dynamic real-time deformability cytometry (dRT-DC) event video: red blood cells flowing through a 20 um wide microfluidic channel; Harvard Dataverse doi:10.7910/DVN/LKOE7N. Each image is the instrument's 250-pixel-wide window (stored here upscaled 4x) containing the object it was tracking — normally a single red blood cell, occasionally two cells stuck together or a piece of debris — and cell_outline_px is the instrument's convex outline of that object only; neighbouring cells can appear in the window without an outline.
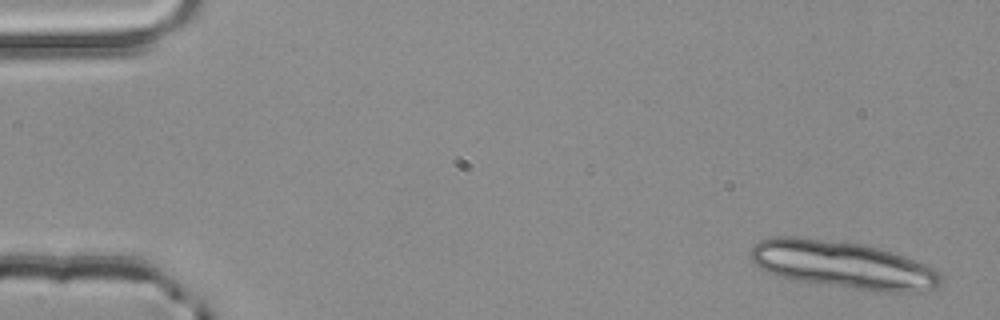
{"species": "common noctule bat (a hibernating species)", "species_latin": "Nyctalus noctula", "temperature_condition": "room temperature", "stored_images_in_passage": 4, "camera_frame_rate_fps": 3000, "um_per_image_px": 0.085, "animal": {"sex": "male", "body_mass_g": 20.4}, "frame": {"image": 1, "passage_image": 1, "time_ms": 0.0, "image_size_px": [1000, 320], "cell_outline_px": [[944, 280], [936, 288], [916, 292], [888, 292], [792, 280], [768, 272], [760, 268], [752, 260], [748, 252], [760, 240], [776, 236], [796, 236], [864, 244], [892, 252], [936, 268], [940, 272]], "centroid_in_image_um": [71.66, 22.5], "position_along_channel_um": 13.3, "area_um2": 52.42}}